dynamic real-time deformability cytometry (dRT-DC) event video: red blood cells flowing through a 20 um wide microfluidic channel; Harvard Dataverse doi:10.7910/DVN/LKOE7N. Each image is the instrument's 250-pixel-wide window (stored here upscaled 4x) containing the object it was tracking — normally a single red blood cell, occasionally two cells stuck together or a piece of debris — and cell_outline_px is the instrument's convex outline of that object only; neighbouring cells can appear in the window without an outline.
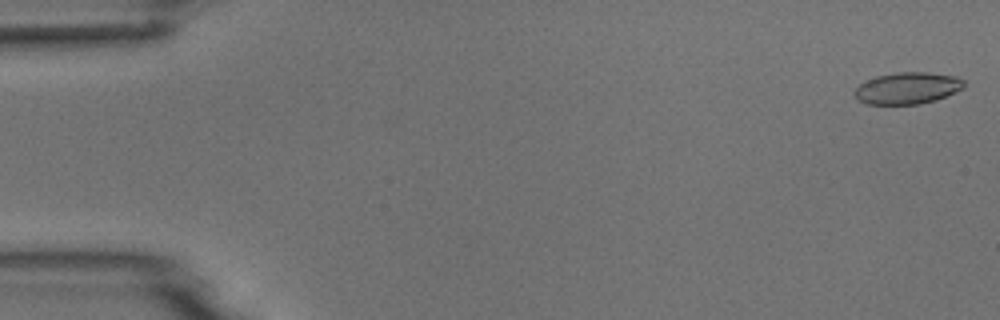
{"species": "common noctule bat (a hibernating species)", "species_latin": "Nyctalus noctula", "temperature_condition": "room temperature", "stored_images_in_passage": 5, "camera_frame_rate_fps": 3000, "um_per_image_px": 0.085, "animal": {"sex": "male", "body_mass_g": 18.8}, "frame": {"image": 1, "passage_image": 1, "time_ms": 0.0, "image_size_px": [1000, 320], "cell_outline_px": [[964, 88], [936, 100], [920, 104], [868, 104], [860, 100], [852, 92], [860, 84], [876, 76], [896, 72], [928, 72], [956, 76], [964, 80]], "centroid_in_image_um": [77.15, 7.48], "position_along_channel_um": 7.8, "area_um2": 20.17}}
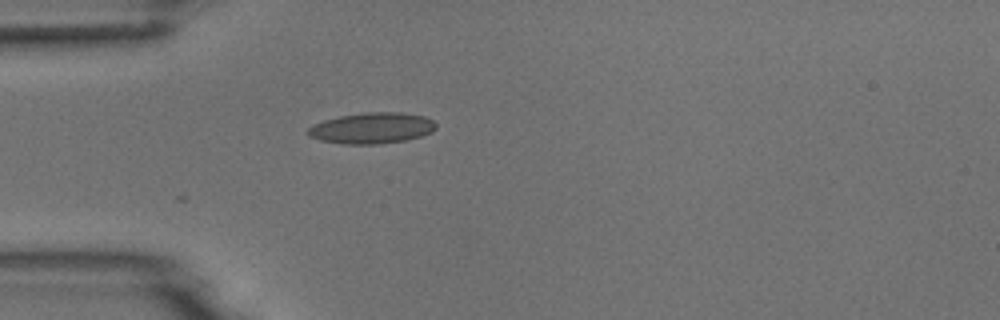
{"frame": {"image": 2, "passage_image": 5, "time_ms": 4.667, "image_size_px": [1000, 320], "cell_outline_px": [[436, 128], [432, 132], [408, 140], [380, 144], [344, 144], [320, 140], [308, 136], [308, 128], [312, 124], [324, 120], [340, 116], [368, 112], [400, 112], [424, 116], [432, 120], [436, 124]], "centroid_in_image_um": [31.61, 10.89], "position_along_channel_um": 53.4, "area_um2": 23.18}}